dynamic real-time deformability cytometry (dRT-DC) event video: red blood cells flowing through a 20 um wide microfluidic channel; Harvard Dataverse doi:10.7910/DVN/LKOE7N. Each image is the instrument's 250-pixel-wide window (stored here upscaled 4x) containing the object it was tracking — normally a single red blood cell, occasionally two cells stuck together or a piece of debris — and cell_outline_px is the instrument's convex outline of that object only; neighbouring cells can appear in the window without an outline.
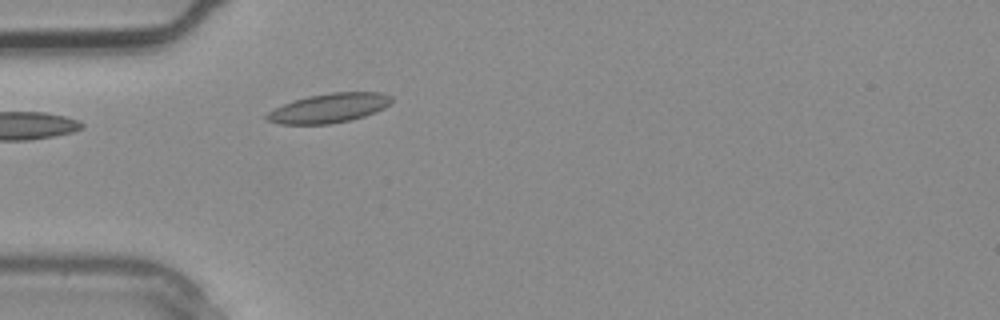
{"species": "common noctule bat (a hibernating species)", "species_latin": "Nyctalus noctula", "temperature_condition": "warm", "stored_images_in_passage": 2, "camera_frame_rate_fps": 3000, "um_per_image_px": 0.085, "animal": {"sex": "male", "body_mass_g": 20.4}, "frame": {"image": 1, "passage_image": 2, "time_ms": 0.333, "image_size_px": [1000, 320], "cell_outline_px": [[392, 100], [384, 108], [376, 112], [352, 120], [332, 124], [280, 124], [264, 120], [264, 116], [268, 112], [284, 104], [308, 96], [332, 92], [380, 92], [392, 96]], "centroid_in_image_um": [27.97, 9.19], "position_along_channel_um": 57.0, "area_um2": 21.33}}